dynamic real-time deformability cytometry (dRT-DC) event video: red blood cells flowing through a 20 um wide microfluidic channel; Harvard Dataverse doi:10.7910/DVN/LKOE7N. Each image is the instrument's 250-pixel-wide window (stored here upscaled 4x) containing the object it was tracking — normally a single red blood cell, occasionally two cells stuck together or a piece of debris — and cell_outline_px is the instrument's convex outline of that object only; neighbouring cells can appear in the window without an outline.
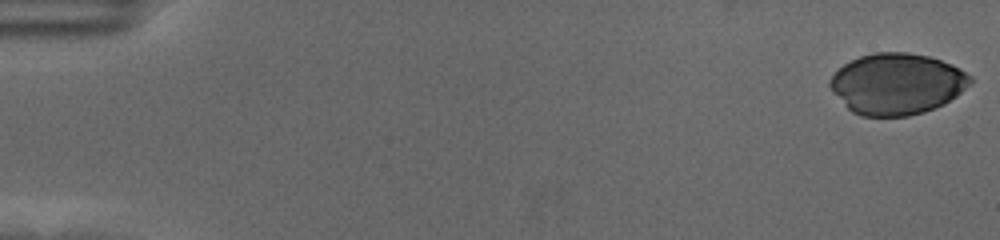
{"species": "human", "species_latin": "Homo sapiens", "temperature_condition": "cold", "stored_images_in_passage": 58, "camera_frame_rate_fps": 3000, "um_per_image_px": 0.085, "donor": {"sex": "female"}, "frame": {"image": 1, "passage_image": 1, "time_ms": 0.0, "image_size_px": [1000, 240], "cell_outline_px": [[972, 80], [956, 96], [944, 104], [924, 112], [908, 116], [860, 116], [852, 112], [832, 92], [828, 84], [828, 80], [844, 64], [860, 56], [872, 52], [908, 52], [928, 56], [952, 64], [960, 68], [972, 76]], "centroid_in_image_um": [76.22, 7.12], "position_along_channel_um": 8.8, "area_um2": 50.0}}
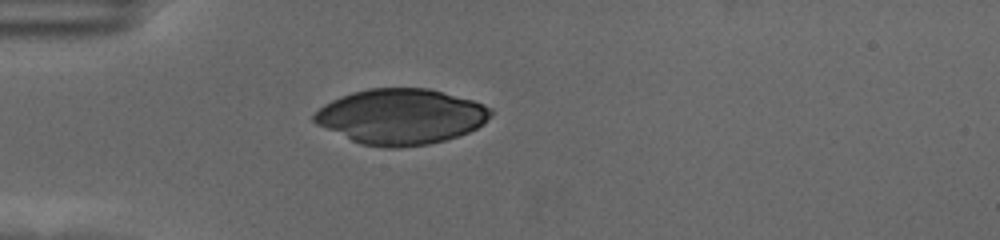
{"frame": {"image": 2, "passage_image": 17, "time_ms": 5.333, "image_size_px": [1000, 240], "cell_outline_px": [[492, 112], [484, 124], [468, 132], [444, 140], [428, 144], [400, 148], [384, 148], [360, 144], [316, 124], [312, 120], [312, 116], [324, 104], [340, 96], [352, 92], [368, 88], [428, 88], [472, 100], [484, 104], [492, 108]], "centroid_in_image_um": [34.07, 9.91], "position_along_channel_um": 50.9, "area_um2": 57.05}}